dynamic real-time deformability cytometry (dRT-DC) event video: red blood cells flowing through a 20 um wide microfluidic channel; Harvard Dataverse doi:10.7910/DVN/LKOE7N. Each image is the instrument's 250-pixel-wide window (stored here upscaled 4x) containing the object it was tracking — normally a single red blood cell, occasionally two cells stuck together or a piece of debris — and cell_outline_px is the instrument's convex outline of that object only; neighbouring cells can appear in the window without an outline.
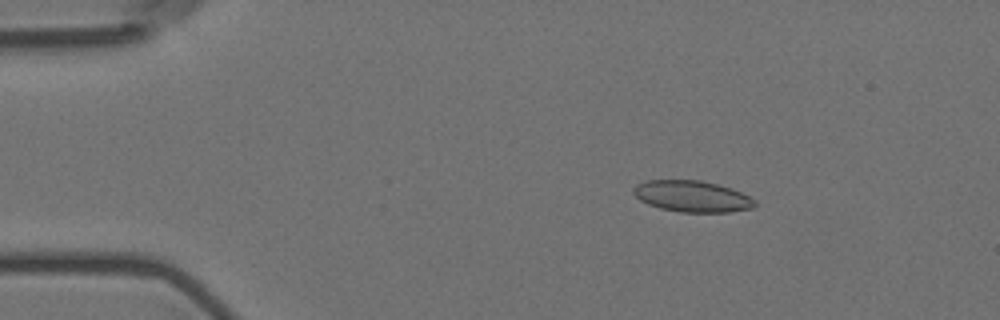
{"species": "Egyptian fruit bat (a non-hibernating species)", "species_latin": "Rousettus aegyptiacus", "temperature_condition": "room temperature", "stored_images_in_passage": 37, "camera_frame_rate_fps": 3000, "um_per_image_px": 0.085, "animal": {"sex": "female"}, "frame": {"image": 1, "passage_image": 9, "time_ms": 2.667, "image_size_px": [1000, 320], "cell_outline_px": [[756, 204], [752, 208], [728, 212], [680, 212], [660, 208], [648, 204], [640, 200], [632, 192], [632, 188], [636, 184], [648, 180], [700, 180], [732, 188], [756, 200]], "centroid_in_image_um": [58.81, 16.68], "position_along_channel_um": 26.2, "area_um2": 22.14}}
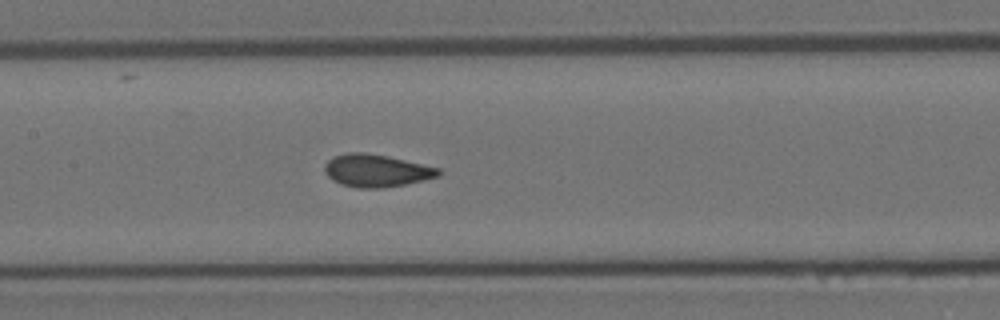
{"frame": {"image": 2, "passage_image": 27, "time_ms": 8.667, "image_size_px": [1000, 320], "cell_outline_px": [[444, 172], [440, 176], [424, 180], [384, 188], [360, 188], [340, 184], [332, 180], [324, 172], [324, 164], [332, 156], [348, 152], [364, 152], [388, 156], [440, 168]], "centroid_in_image_um": [31.99, 14.5], "position_along_channel_um": 175.4, "area_um2": 21.85}}
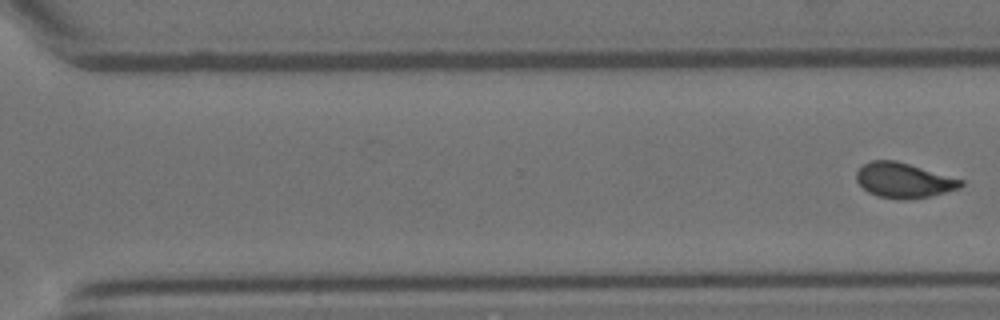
{"frame": {"image": 3, "passage_image": 37, "time_ms": 12.0, "image_size_px": [1000, 320], "cell_outline_px": [[964, 184], [960, 188], [928, 196], [908, 200], [896, 200], [880, 196], [868, 192], [856, 180], [856, 172], [864, 164], [872, 160], [896, 160], [964, 180]], "centroid_in_image_um": [76.81, 15.33], "position_along_channel_um": 293.8, "area_um2": 21.21}}